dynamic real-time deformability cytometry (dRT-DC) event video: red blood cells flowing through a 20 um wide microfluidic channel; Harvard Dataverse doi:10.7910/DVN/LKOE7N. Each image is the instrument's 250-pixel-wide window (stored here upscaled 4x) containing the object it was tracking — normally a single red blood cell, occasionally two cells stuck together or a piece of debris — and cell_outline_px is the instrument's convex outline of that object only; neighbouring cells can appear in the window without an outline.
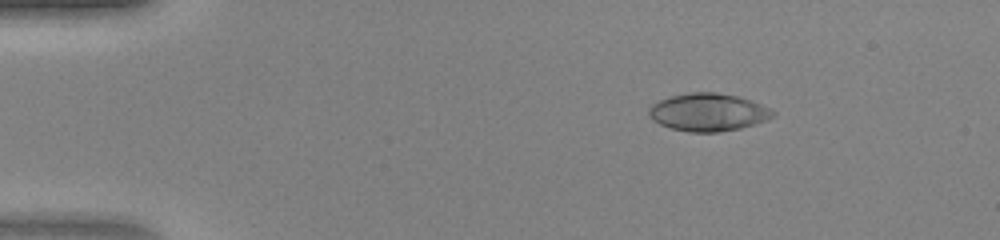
{"species": "human", "species_latin": "Homo sapiens", "temperature_condition": "warm", "stored_images_in_passage": 48, "camera_frame_rate_fps": 3000, "um_per_image_px": 0.085, "donor": {"sex": "female"}, "frame": {"image": 1, "passage_image": 8, "time_ms": 2.333, "image_size_px": [1000, 240], "cell_outline_px": [[776, 116], [768, 120], [740, 128], [720, 132], [688, 132], [672, 128], [660, 124], [652, 120], [648, 116], [648, 108], [652, 104], [660, 100], [672, 96], [692, 92], [716, 92], [736, 96], [752, 100], [772, 108], [776, 112]], "centroid_in_image_um": [60.23, 9.54], "position_along_channel_um": 24.8, "area_um2": 27.51}}
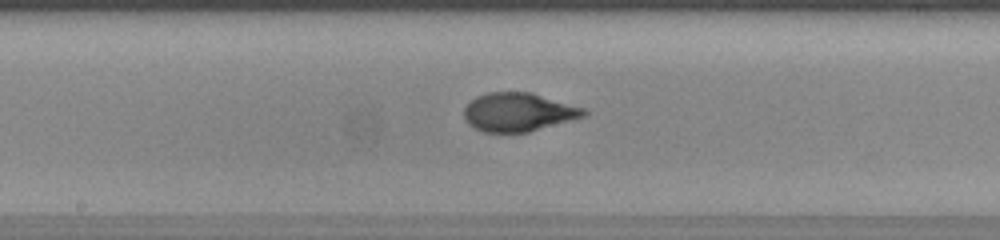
{"frame": {"image": 2, "passage_image": 26, "time_ms": 8.333, "image_size_px": [1000, 240], "cell_outline_px": [[588, 116], [528, 132], [484, 132], [468, 124], [464, 120], [464, 108], [476, 96], [488, 92], [532, 92], [588, 108]], "centroid_in_image_um": [44.13, 9.52], "position_along_channel_um": 204.1, "area_um2": 27.34}}
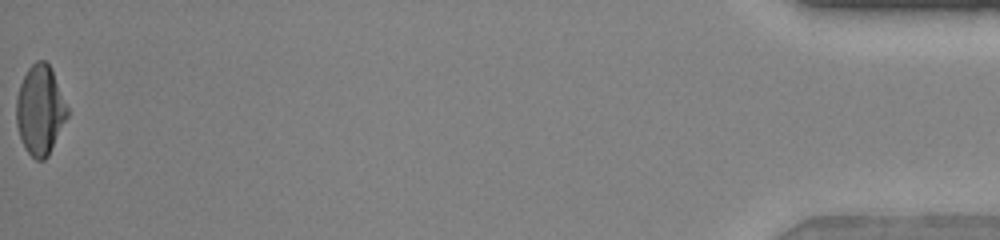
{"frame": {"image": 3, "passage_image": 48, "time_ms": 15.667, "image_size_px": [1000, 240], "cell_outline_px": [[68, 116], [48, 156], [44, 160], [36, 160], [28, 152], [20, 136], [16, 124], [16, 96], [20, 84], [28, 68], [36, 60], [44, 60], [48, 64], [52, 72], [68, 108]], "centroid_in_image_um": [3.4, 9.36], "position_along_channel_um": 431.8, "area_um2": 26.24}}